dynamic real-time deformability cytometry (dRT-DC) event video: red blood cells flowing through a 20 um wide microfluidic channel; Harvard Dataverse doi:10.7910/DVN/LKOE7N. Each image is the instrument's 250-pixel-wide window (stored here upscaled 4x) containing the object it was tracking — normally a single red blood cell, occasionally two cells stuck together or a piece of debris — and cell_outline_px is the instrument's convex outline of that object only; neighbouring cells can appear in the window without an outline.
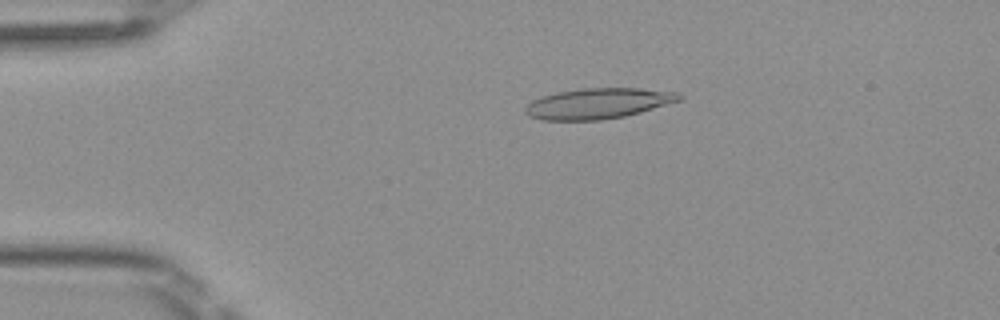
{"species": "Egyptian fruit bat (a non-hibernating species)", "species_latin": "Rousettus aegyptiacus", "temperature_condition": "room temperature", "stored_images_in_passage": 40, "camera_frame_rate_fps": 3000, "um_per_image_px": 0.085, "frame": {"image": 1, "passage_image": 1, "time_ms": 0.0, "image_size_px": [1000, 320], "cell_outline_px": [[684, 96], [680, 100], [640, 112], [624, 116], [600, 120], [540, 120], [528, 116], [524, 112], [524, 108], [532, 100], [540, 96], [556, 92], [584, 88], [640, 88], [680, 92]], "centroid_in_image_um": [50.81, 8.79], "position_along_channel_um": 34.2, "area_um2": 27.57}}
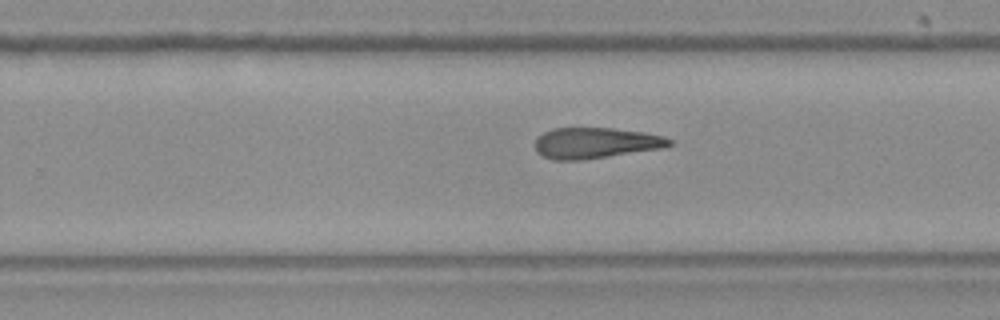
{"frame": {"image": 2, "passage_image": 22, "time_ms": 7.0, "image_size_px": [1000, 320], "cell_outline_px": [[676, 144], [664, 148], [584, 160], [552, 160], [536, 152], [536, 140], [544, 132], [552, 128], [612, 128], [644, 132], [664, 136], [672, 140]], "centroid_in_image_um": [50.68, 12.16], "position_along_channel_um": 279.1, "area_um2": 24.33}}
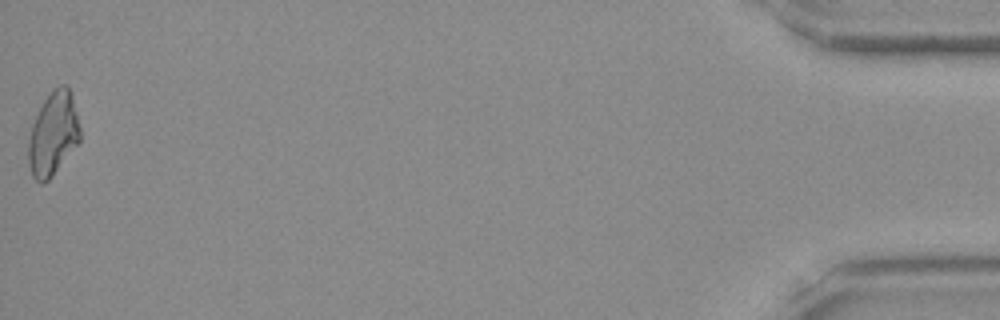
{"frame": {"image": 3, "passage_image": 40, "time_ms": 13.0, "image_size_px": [1000, 320], "cell_outline_px": [[80, 140], [52, 176], [48, 180], [40, 184], [32, 176], [28, 164], [28, 140], [32, 124], [44, 100], [52, 88], [60, 84], [64, 84], [72, 92], [80, 128]], "centroid_in_image_um": [4.51, 11.36], "position_along_channel_um": 430.7, "area_um2": 25.14}, "authors_computed_cell_mechanics": {"area_um2": 25.0852, "velocity_mm_per_s": 4.1277, "shape_relaxation_time_tau1_ms": null, "shape_relaxation_time_tau2_ms": 6.6247, "deformation_change_tau1": null, "deformation_change_tau2": 0.2021}}